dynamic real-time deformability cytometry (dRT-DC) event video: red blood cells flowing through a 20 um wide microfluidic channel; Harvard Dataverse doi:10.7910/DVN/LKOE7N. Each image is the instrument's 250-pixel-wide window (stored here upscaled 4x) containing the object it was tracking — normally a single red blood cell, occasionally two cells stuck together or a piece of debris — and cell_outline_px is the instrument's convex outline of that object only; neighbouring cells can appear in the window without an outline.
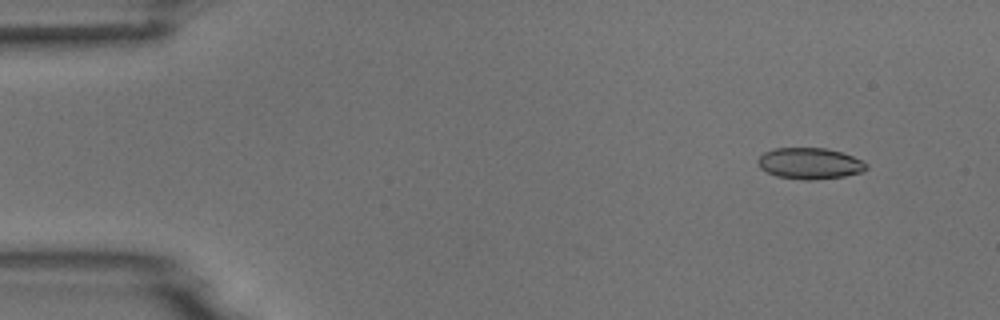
{"species": "common noctule bat (a hibernating species)", "species_latin": "Nyctalus noctula", "temperature_condition": "room temperature", "stored_images_in_passage": 7, "camera_frame_rate_fps": 3000, "um_per_image_px": 0.085, "animal": {"sex": "male", "body_mass_g": 18.8}, "frame": {"image": 1, "passage_image": 2, "time_ms": 1.333, "image_size_px": [1000, 320], "cell_outline_px": [[868, 168], [860, 172], [844, 176], [812, 180], [804, 180], [776, 176], [760, 168], [756, 164], [756, 160], [764, 152], [772, 148], [824, 148], [840, 152], [852, 156], [868, 164]], "centroid_in_image_um": [68.78, 13.89], "position_along_channel_um": 16.2, "area_um2": 19.71}}
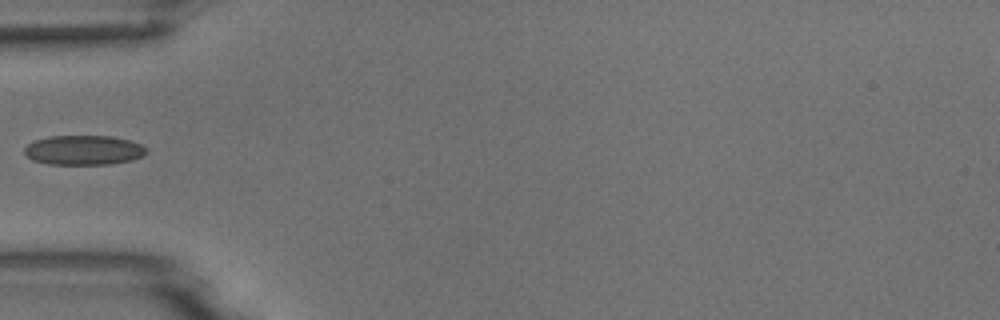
{"frame": {"image": 2, "passage_image": 5, "time_ms": 5.667, "image_size_px": [1000, 320], "cell_outline_px": [[148, 152], [144, 156], [132, 160], [108, 164], [48, 164], [32, 160], [24, 152], [24, 148], [28, 144], [36, 140], [48, 136], [112, 136], [128, 140], [140, 144], [148, 148]], "centroid_in_image_um": [7.14, 12.76], "position_along_channel_um": 77.9, "area_um2": 21.1}}